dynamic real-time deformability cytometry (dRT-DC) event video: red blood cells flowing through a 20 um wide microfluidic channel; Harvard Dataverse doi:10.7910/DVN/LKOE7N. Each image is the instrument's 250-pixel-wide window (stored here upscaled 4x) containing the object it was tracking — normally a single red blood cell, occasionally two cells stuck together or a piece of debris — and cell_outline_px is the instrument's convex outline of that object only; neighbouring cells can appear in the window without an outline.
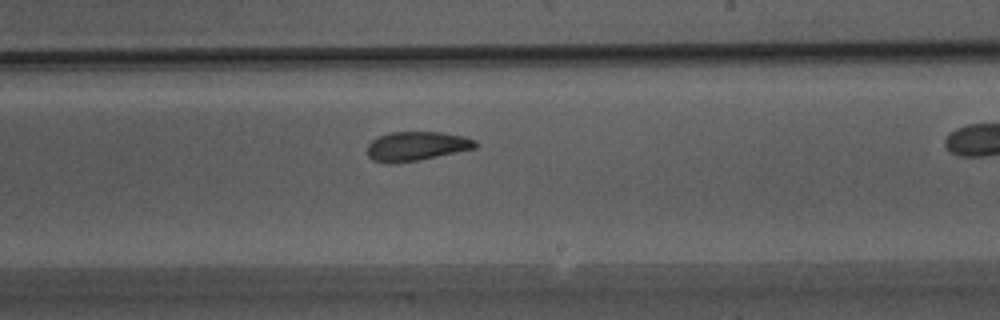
{"species": "Egyptian fruit bat (a non-hibernating species)", "species_latin": "Rousettus aegyptiacus", "temperature_condition": "warm", "stored_images_in_passage": 32, "camera_frame_rate_fps": 3000, "um_per_image_px": 0.085, "animal": {"sex": "male"}, "frame": {"image": 1, "passage_image": 23, "time_ms": 7.333, "image_size_px": [1000, 320], "cell_outline_px": [[476, 148], [416, 160], [388, 164], [372, 160], [368, 156], [368, 144], [372, 140], [380, 136], [392, 132], [444, 132], [464, 136], [476, 140]], "centroid_in_image_um": [35.39, 12.41], "position_along_channel_um": 253.6, "area_um2": 18.21}}